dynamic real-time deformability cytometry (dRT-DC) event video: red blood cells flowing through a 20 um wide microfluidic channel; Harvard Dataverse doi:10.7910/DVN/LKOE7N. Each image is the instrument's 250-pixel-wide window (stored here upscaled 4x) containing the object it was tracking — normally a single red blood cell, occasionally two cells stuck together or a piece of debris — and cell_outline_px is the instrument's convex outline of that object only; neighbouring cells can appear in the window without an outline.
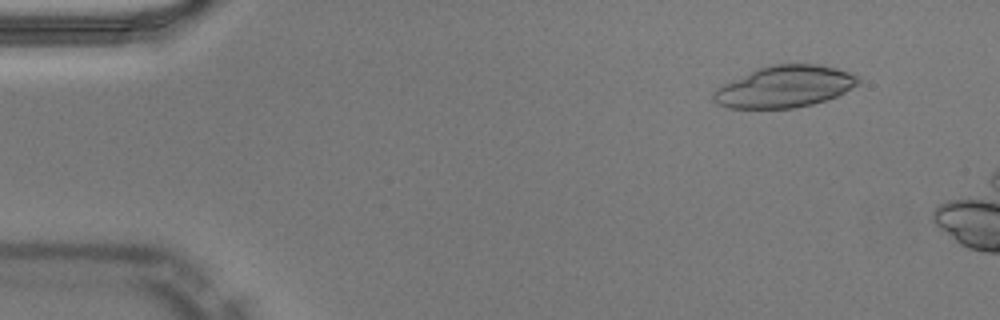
{"species": "Egyptian fruit bat (a non-hibernating species)", "species_latin": "Rousettus aegyptiacus", "temperature_condition": "warm", "stored_images_in_passage": 11, "camera_frame_rate_fps": 3000, "um_per_image_px": 0.085, "animal": {"sex": "male"}, "frame": {"image": 1, "passage_image": 5, "time_ms": 1.333, "image_size_px": [1000, 320], "cell_outline_px": [[860, 80], [856, 84], [844, 92], [836, 96], [812, 104], [792, 108], [728, 108], [716, 104], [712, 100], [712, 92], [716, 88], [756, 68], [772, 64], [820, 64], [836, 68], [848, 72], [856, 76]], "centroid_in_image_um": [66.63, 7.36], "position_along_channel_um": 18.4, "area_um2": 34.97}}